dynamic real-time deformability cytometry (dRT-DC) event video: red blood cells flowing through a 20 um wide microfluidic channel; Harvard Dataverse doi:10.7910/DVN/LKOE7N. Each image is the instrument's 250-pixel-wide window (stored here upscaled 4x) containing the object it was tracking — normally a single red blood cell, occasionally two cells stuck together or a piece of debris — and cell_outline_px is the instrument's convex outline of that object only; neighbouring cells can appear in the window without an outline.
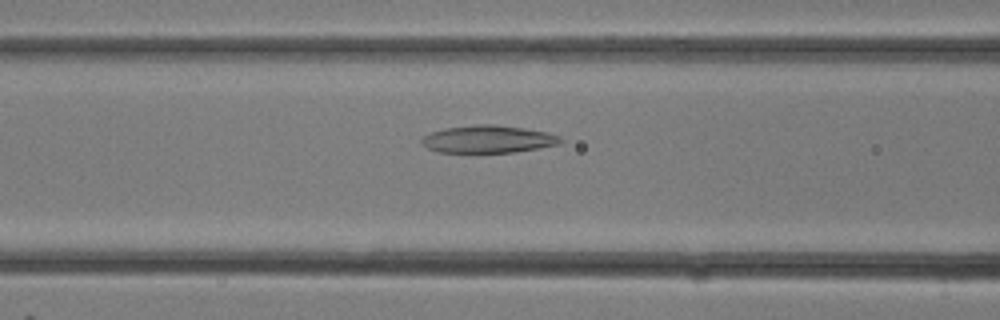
{"species": "common noctule bat (a hibernating species)", "species_latin": "Nyctalus noctula", "temperature_condition": "room temperature", "stored_images_in_passage": 16, "camera_frame_rate_fps": 3000, "um_per_image_px": 0.085, "animal": {"sex": "female"}, "frame": {"image": 1, "passage_image": 12, "time_ms": 3.667, "image_size_px": [1000, 320], "cell_outline_px": [[564, 140], [560, 144], [540, 148], [512, 152], [436, 152], [420, 144], [420, 140], [424, 136], [432, 132], [444, 128], [476, 124], [496, 124], [524, 128], [548, 132], [560, 136]], "centroid_in_image_um": [41.5, 11.82], "position_along_channel_um": 125.1, "area_um2": 22.43}}
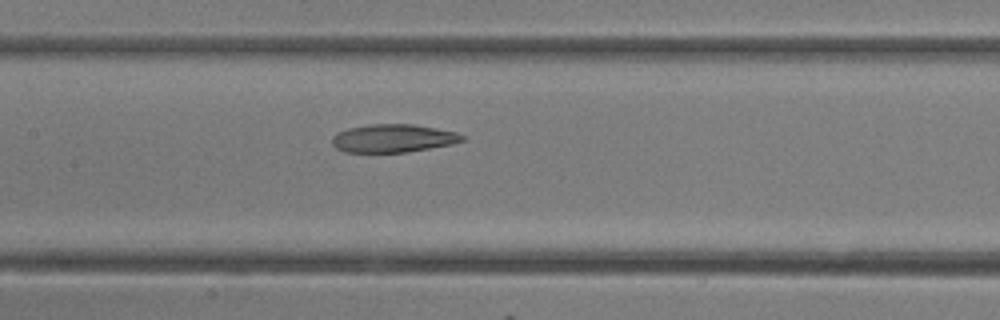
{"frame": {"image": 2, "passage_image": 14, "time_ms": 4.333, "image_size_px": [1000, 320], "cell_outline_px": [[464, 140], [452, 144], [404, 152], [344, 152], [336, 148], [332, 144], [332, 136], [336, 132], [348, 128], [368, 124], [416, 124], [456, 132], [464, 136]], "centroid_in_image_um": [33.37, 11.74], "position_along_channel_um": 174.0, "area_um2": 21.33}}
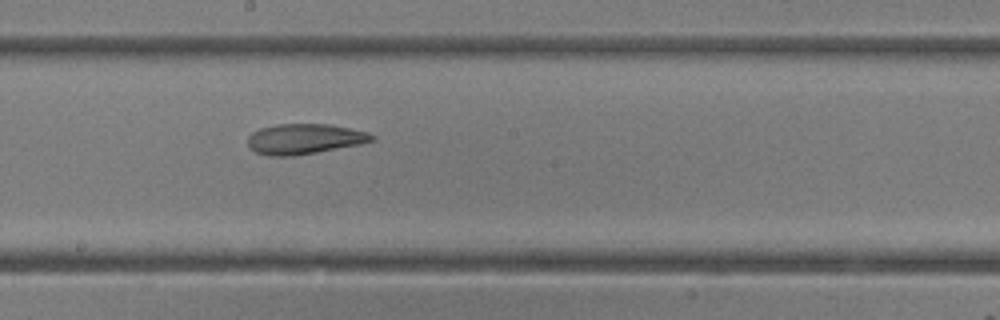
{"frame": {"image": 3, "passage_image": 16, "time_ms": 5.0, "image_size_px": [1000, 320], "cell_outline_px": [[376, 140], [360, 144], [316, 152], [292, 156], [268, 156], [256, 152], [248, 144], [248, 136], [252, 132], [260, 128], [276, 124], [332, 124], [368, 132], [376, 136]], "centroid_in_image_um": [25.9, 11.8], "position_along_channel_um": 222.3, "area_um2": 21.96}}